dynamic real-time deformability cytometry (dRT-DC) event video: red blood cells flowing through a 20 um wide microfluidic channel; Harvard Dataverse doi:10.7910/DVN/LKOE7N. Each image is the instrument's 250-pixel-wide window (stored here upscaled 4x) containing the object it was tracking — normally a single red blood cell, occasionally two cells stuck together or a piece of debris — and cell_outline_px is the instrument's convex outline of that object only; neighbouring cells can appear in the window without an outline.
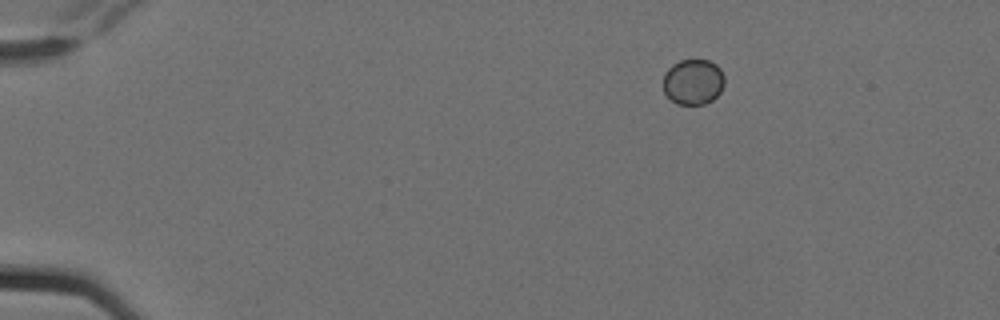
{"species": "Egyptian fruit bat (a non-hibernating species)", "species_latin": "Rousettus aegyptiacus", "temperature_condition": "cold", "stored_images_in_passage": 7, "camera_frame_rate_fps": 3000, "um_per_image_px": 0.085, "animal": {"sex": "female"}, "frame": {"image": 1, "passage_image": 1, "time_ms": 0.0, "image_size_px": [1000, 320], "cell_outline_px": [[724, 84], [720, 92], [712, 100], [704, 104], [676, 104], [664, 92], [664, 72], [672, 64], [680, 60], [708, 60], [716, 64], [720, 68], [724, 76]], "centroid_in_image_um": [58.92, 6.95], "position_along_channel_um": 26.1, "area_um2": 16.3}}
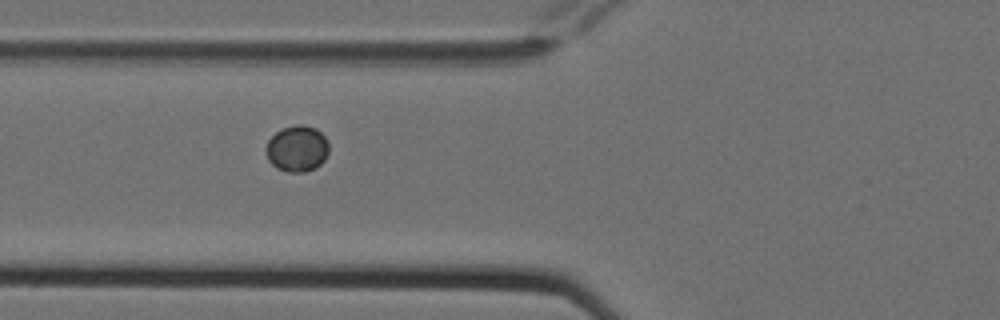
{"frame": {"image": 2, "passage_image": 5, "time_ms": 1.333, "image_size_px": [1000, 320], "cell_outline_px": [[328, 152], [324, 160], [320, 164], [304, 172], [288, 172], [276, 168], [268, 160], [264, 148], [268, 140], [276, 132], [284, 128], [296, 124], [300, 124], [316, 128], [324, 136], [328, 144]], "centroid_in_image_um": [25.22, 12.63], "position_along_channel_um": 100.6, "area_um2": 16.88}}
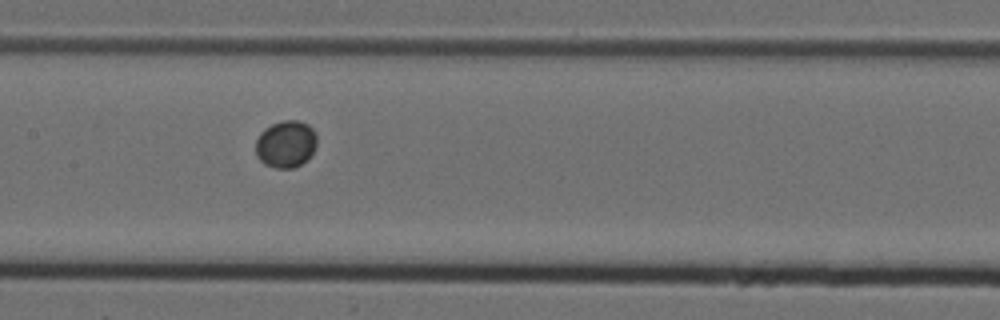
{"frame": {"image": 3, "passage_image": 7, "time_ms": 2.0, "image_size_px": [1000, 320], "cell_outline_px": [[316, 144], [308, 160], [292, 168], [276, 168], [264, 164], [256, 156], [256, 140], [260, 132], [264, 128], [272, 124], [284, 120], [300, 120], [308, 124], [316, 132]], "centroid_in_image_um": [24.29, 12.23], "position_along_channel_um": 183.1, "area_um2": 16.94}}